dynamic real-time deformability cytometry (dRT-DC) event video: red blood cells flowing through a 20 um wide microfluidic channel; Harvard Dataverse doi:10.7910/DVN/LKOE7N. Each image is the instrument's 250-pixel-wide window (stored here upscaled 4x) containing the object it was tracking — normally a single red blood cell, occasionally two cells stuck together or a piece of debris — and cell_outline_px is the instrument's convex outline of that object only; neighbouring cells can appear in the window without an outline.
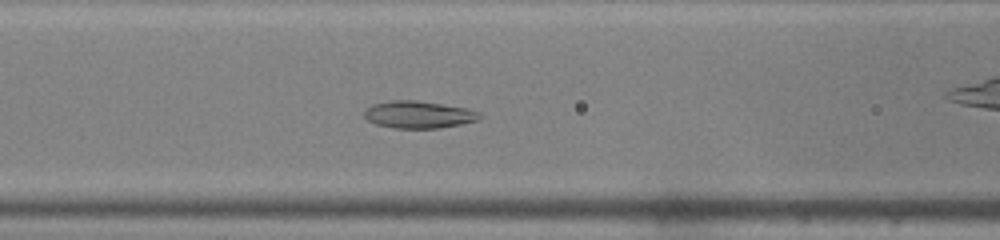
{"species": "common noctule bat (a hibernating species)", "species_latin": "Nyctalus noctula", "temperature_condition": "warm", "stored_images_in_passage": 42, "camera_frame_rate_fps": 3000, "um_per_image_px": 0.085, "animal": {"sex": "male", "body_mass_g": 19.0, "forearm_length_mm": 50.8}, "frame": {"image": 1, "passage_image": 14, "time_ms": 4.333, "image_size_px": [1000, 240], "cell_outline_px": [[484, 116], [476, 120], [460, 124], [440, 128], [392, 128], [376, 124], [368, 120], [364, 116], [364, 108], [372, 104], [388, 100], [416, 100], [468, 108], [480, 112]], "centroid_in_image_um": [35.56, 9.73], "position_along_channel_um": 131.0, "area_um2": 18.5}}
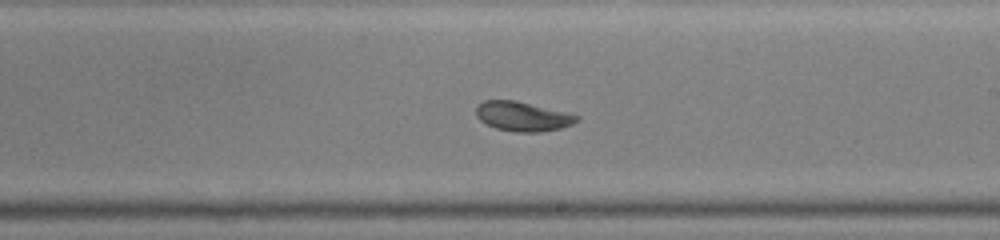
{"frame": {"image": 2, "passage_image": 22, "time_ms": 7.0, "image_size_px": [1000, 240], "cell_outline_px": [[580, 120], [572, 124], [560, 128], [540, 132], [516, 132], [496, 128], [480, 120], [476, 116], [476, 108], [484, 100], [516, 100], [580, 116]], "centroid_in_image_um": [44.43, 9.89], "position_along_channel_um": 244.6, "area_um2": 17.11}}
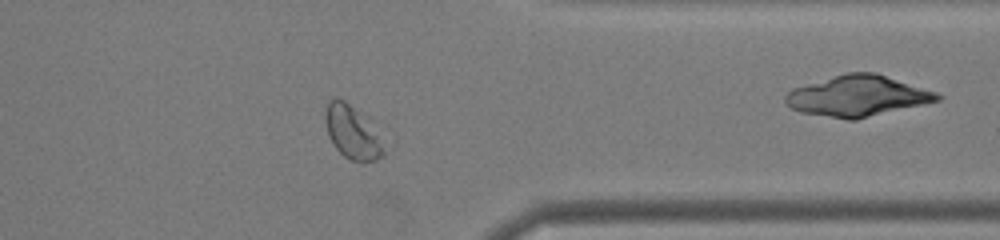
{"frame": {"image": 3, "passage_image": 32, "time_ms": 10.333, "image_size_px": [1000, 240], "cell_outline_px": [[384, 156], [376, 160], [364, 164], [360, 164], [344, 156], [336, 148], [328, 136], [324, 120], [324, 112], [328, 100], [332, 96], [336, 96], [344, 100], [372, 116], [384, 152]], "centroid_in_image_um": [29.95, 11.18], "position_along_channel_um": 381.4, "area_um2": 19.31}, "authors_computed_cell_mechanics": {"area_um2": 20.0277, "velocity_mm_per_s": 4.28, "shape_relaxation_time_tau1_ms": null, "shape_relaxation_time_tau2_ms": 1.6073, "deformation_change_tau1": null, "deformation_change_tau2": 0.0772}}